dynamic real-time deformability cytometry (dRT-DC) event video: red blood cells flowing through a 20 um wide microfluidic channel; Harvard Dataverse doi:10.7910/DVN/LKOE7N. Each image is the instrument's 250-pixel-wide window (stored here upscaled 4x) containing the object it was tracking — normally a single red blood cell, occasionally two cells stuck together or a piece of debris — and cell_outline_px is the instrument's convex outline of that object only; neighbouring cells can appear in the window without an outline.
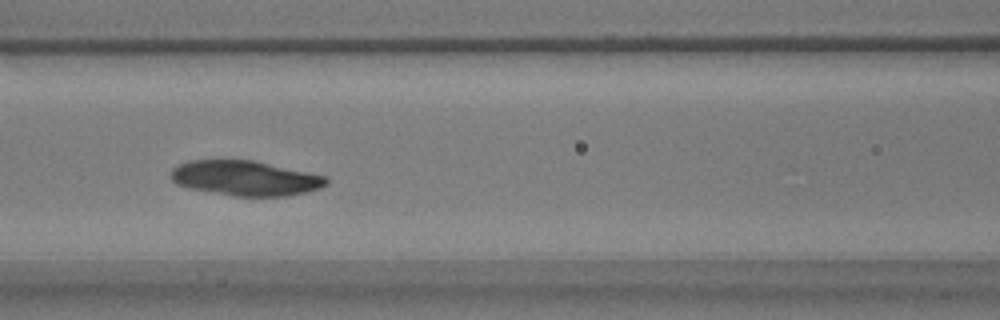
{"species": "common noctule bat (a hibernating species)", "species_latin": "Nyctalus noctula", "temperature_condition": "warm", "stored_images_in_passage": 43, "camera_frame_rate_fps": 3000, "um_per_image_px": 0.085, "animal": {"sex": "male", "body_mass_g": 17.9}, "frame": {"image": 1, "passage_image": 12, "time_ms": 3.667, "image_size_px": [1000, 320], "cell_outline_px": [[328, 184], [320, 188], [288, 196], [232, 196], [188, 188], [176, 184], [168, 176], [172, 168], [176, 164], [188, 160], [252, 160], [324, 176], [328, 180]], "centroid_in_image_um": [20.76, 15.14], "position_along_channel_um": 145.8, "area_um2": 31.67}}
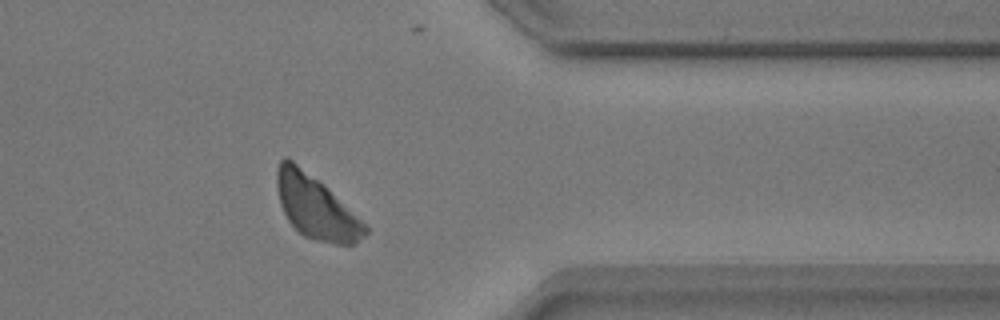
{"frame": {"image": 2, "passage_image": 32, "time_ms": 10.333, "image_size_px": [1000, 320], "cell_outline_px": [[368, 232], [356, 244], [336, 244], [316, 240], [304, 236], [288, 220], [280, 204], [276, 188], [276, 168], [280, 160], [284, 156], [288, 156], [316, 180], [360, 220], [368, 228]], "centroid_in_image_um": [26.78, 17.61], "position_along_channel_um": 384.6, "area_um2": 31.44}}